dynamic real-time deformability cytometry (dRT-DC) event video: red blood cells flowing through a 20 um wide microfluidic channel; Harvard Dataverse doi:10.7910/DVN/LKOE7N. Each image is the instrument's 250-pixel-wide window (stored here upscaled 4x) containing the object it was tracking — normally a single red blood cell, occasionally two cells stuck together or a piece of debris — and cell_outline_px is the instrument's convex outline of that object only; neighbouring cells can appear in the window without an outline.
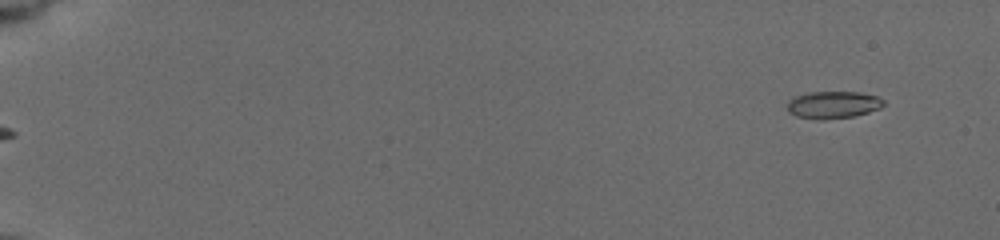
{"species": "common noctule bat (a hibernating species)", "species_latin": "Nyctalus noctula", "temperature_condition": "cold", "stored_images_in_passage": 55, "camera_frame_rate_fps": 3000, "um_per_image_px": 0.085, "animal": {"sex": "female", "body_mass_g": 19.5, "forearm_length_mm": 54.1}, "frame": {"image": 1, "passage_image": 2, "time_ms": 0.333, "image_size_px": [1000, 240], "cell_outline_px": [[884, 104], [880, 108], [868, 112], [852, 116], [824, 120], [816, 120], [796, 116], [788, 112], [788, 100], [796, 96], [808, 92], [860, 92], [876, 96], [884, 100]], "centroid_in_image_um": [70.79, 8.91], "position_along_channel_um": 14.2, "area_um2": 15.32}}
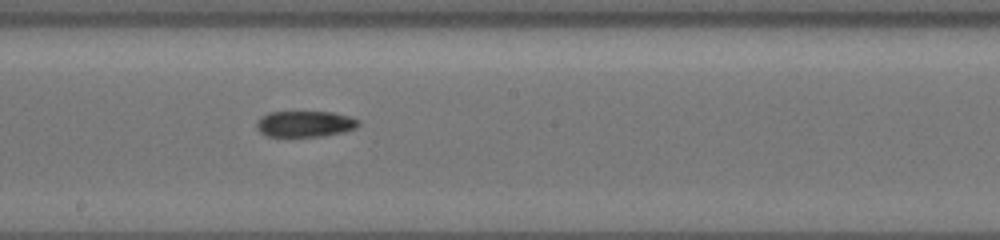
{"frame": {"image": 2, "passage_image": 32, "time_ms": 10.333, "image_size_px": [1000, 240], "cell_outline_px": [[360, 124], [356, 128], [344, 132], [320, 136], [268, 136], [260, 132], [256, 128], [256, 120], [260, 116], [268, 112], [332, 112], [348, 116], [360, 120]], "centroid_in_image_um": [25.9, 10.52], "position_along_channel_um": 222.3, "area_um2": 15.55}}
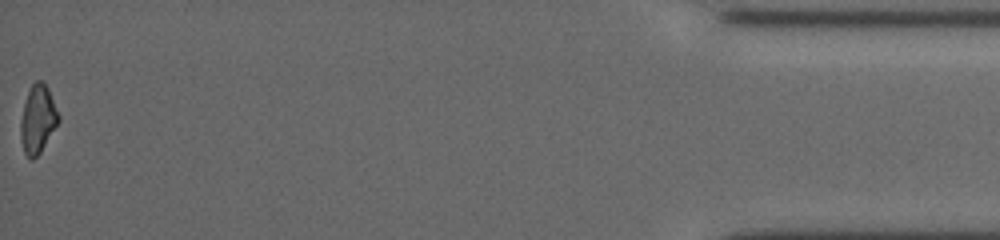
{"frame": {"image": 3, "passage_image": 55, "time_ms": 18.0, "image_size_px": [1000, 240], "cell_outline_px": [[60, 120], [40, 152], [32, 160], [28, 160], [24, 152], [20, 140], [20, 120], [24, 104], [28, 92], [32, 84], [36, 80], [44, 80], [48, 88], [60, 116]], "centroid_in_image_um": [3.2, 10.13], "position_along_channel_um": 432.0, "area_um2": 15.14}}